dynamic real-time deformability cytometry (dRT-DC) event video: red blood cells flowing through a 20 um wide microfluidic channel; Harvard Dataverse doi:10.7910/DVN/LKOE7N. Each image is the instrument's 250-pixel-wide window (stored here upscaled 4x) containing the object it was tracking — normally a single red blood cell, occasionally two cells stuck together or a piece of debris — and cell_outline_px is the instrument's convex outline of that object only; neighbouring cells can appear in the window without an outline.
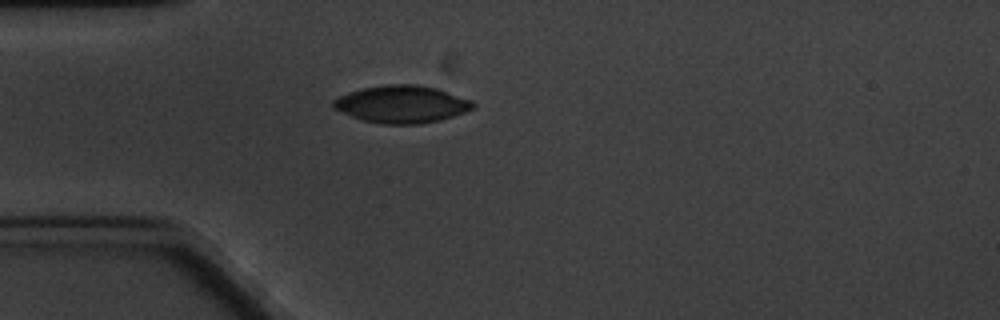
{"species": "common noctule bat (a hibernating species)", "species_latin": "Nyctalus noctula", "temperature_condition": "cold", "stored_images_in_passage": 2, "camera_frame_rate_fps": 3000, "um_per_image_px": 0.085, "animal": {"sex": "male", "body_mass_g": 20.1, "forearm_length_mm": 53.5}, "frame": {"image": 1, "passage_image": 1, "time_ms": 0.0, "image_size_px": [1000, 320], "cell_outline_px": [[476, 104], [472, 108], [464, 112], [440, 120], [420, 124], [384, 124], [364, 120], [352, 116], [332, 108], [332, 100], [348, 92], [364, 88], [384, 84], [416, 84], [436, 88], [472, 100]], "centroid_in_image_um": [34.14, 8.85], "position_along_channel_um": 50.9, "area_um2": 30.29}}